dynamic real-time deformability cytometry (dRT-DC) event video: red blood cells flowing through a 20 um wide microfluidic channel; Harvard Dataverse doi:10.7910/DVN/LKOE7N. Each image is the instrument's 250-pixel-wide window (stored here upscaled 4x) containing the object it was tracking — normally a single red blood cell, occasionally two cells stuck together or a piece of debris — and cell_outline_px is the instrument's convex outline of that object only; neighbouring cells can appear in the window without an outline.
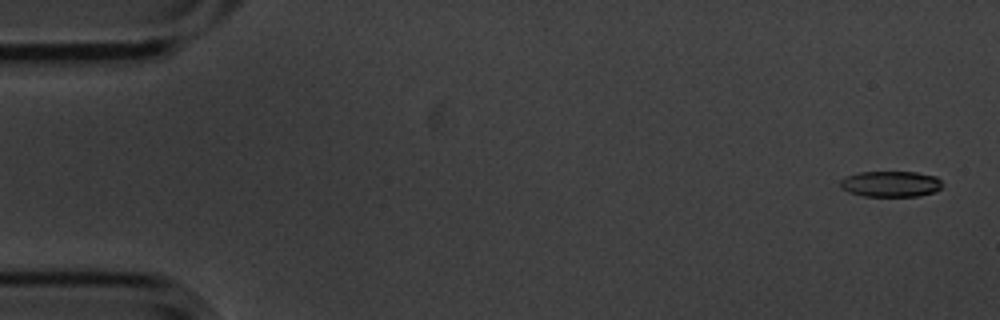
{"species": "common noctule bat (a hibernating species)", "species_latin": "Nyctalus noctula", "temperature_condition": "cold", "stored_images_in_passage": 5, "camera_frame_rate_fps": 3000, "um_per_image_px": 0.085, "animal": {"sex": "male", "body_mass_g": 20.1, "forearm_length_mm": 53.5}, "frame": {"image": 1, "passage_image": 1, "time_ms": 0.0, "image_size_px": [1000, 320], "cell_outline_px": [[940, 188], [936, 192], [920, 196], [864, 196], [848, 192], [840, 188], [840, 180], [848, 176], [860, 172], [916, 172], [936, 176], [940, 180]], "centroid_in_image_um": [75.7, 15.64], "position_along_channel_um": 9.3, "area_um2": 15.37}}
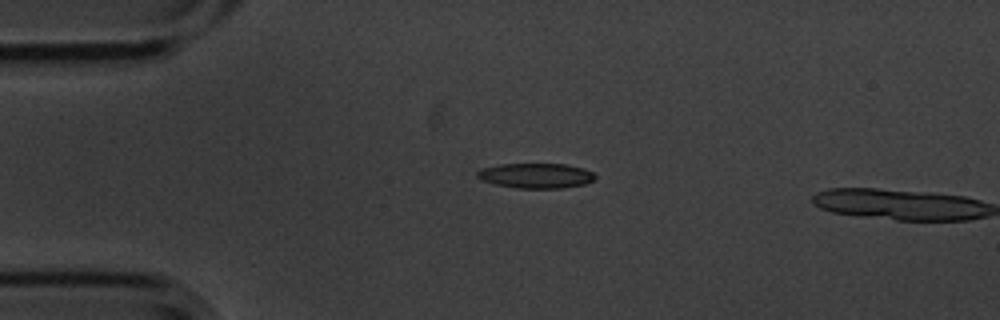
{"frame": {"image": 2, "passage_image": 4, "time_ms": 1.0, "image_size_px": [1000, 320], "cell_outline_px": [[596, 176], [592, 180], [584, 184], [560, 188], [516, 188], [496, 184], [480, 180], [476, 176], [476, 172], [484, 168], [500, 164], [564, 164], [584, 168], [592, 172]], "centroid_in_image_um": [45.53, 14.93], "position_along_channel_um": 39.5, "area_um2": 17.05}}